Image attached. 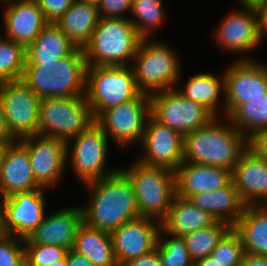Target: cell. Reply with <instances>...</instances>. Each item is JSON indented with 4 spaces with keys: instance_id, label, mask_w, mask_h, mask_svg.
<instances>
[{
    "instance_id": "obj_21",
    "label": "cell",
    "mask_w": 267,
    "mask_h": 266,
    "mask_svg": "<svg viewBox=\"0 0 267 266\" xmlns=\"http://www.w3.org/2000/svg\"><path fill=\"white\" fill-rule=\"evenodd\" d=\"M40 188L26 147L19 140L9 143L0 164V198Z\"/></svg>"
},
{
    "instance_id": "obj_10",
    "label": "cell",
    "mask_w": 267,
    "mask_h": 266,
    "mask_svg": "<svg viewBox=\"0 0 267 266\" xmlns=\"http://www.w3.org/2000/svg\"><path fill=\"white\" fill-rule=\"evenodd\" d=\"M150 115V95L141 93L136 99L103 111L95 122L119 148L127 149L136 143L140 145Z\"/></svg>"
},
{
    "instance_id": "obj_23",
    "label": "cell",
    "mask_w": 267,
    "mask_h": 266,
    "mask_svg": "<svg viewBox=\"0 0 267 266\" xmlns=\"http://www.w3.org/2000/svg\"><path fill=\"white\" fill-rule=\"evenodd\" d=\"M176 194L189 199L194 194L215 191L232 181L227 168L183 162L175 170Z\"/></svg>"
},
{
    "instance_id": "obj_9",
    "label": "cell",
    "mask_w": 267,
    "mask_h": 266,
    "mask_svg": "<svg viewBox=\"0 0 267 266\" xmlns=\"http://www.w3.org/2000/svg\"><path fill=\"white\" fill-rule=\"evenodd\" d=\"M109 140L111 141L94 121L82 133L67 142V165L70 163L71 170L83 185L104 179L120 169L109 168L106 164Z\"/></svg>"
},
{
    "instance_id": "obj_50",
    "label": "cell",
    "mask_w": 267,
    "mask_h": 266,
    "mask_svg": "<svg viewBox=\"0 0 267 266\" xmlns=\"http://www.w3.org/2000/svg\"><path fill=\"white\" fill-rule=\"evenodd\" d=\"M50 266H68L66 256L63 259H60V260L54 262Z\"/></svg>"
},
{
    "instance_id": "obj_1",
    "label": "cell",
    "mask_w": 267,
    "mask_h": 266,
    "mask_svg": "<svg viewBox=\"0 0 267 266\" xmlns=\"http://www.w3.org/2000/svg\"><path fill=\"white\" fill-rule=\"evenodd\" d=\"M85 185L90 190L89 201L81 209L87 226L111 233L123 223L141 217L133 184L121 169Z\"/></svg>"
},
{
    "instance_id": "obj_15",
    "label": "cell",
    "mask_w": 267,
    "mask_h": 266,
    "mask_svg": "<svg viewBox=\"0 0 267 266\" xmlns=\"http://www.w3.org/2000/svg\"><path fill=\"white\" fill-rule=\"evenodd\" d=\"M26 147L36 182L43 188L58 186L67 170V142L38 134L19 139Z\"/></svg>"
},
{
    "instance_id": "obj_34",
    "label": "cell",
    "mask_w": 267,
    "mask_h": 266,
    "mask_svg": "<svg viewBox=\"0 0 267 266\" xmlns=\"http://www.w3.org/2000/svg\"><path fill=\"white\" fill-rule=\"evenodd\" d=\"M26 63V48L0 36V83L21 80Z\"/></svg>"
},
{
    "instance_id": "obj_32",
    "label": "cell",
    "mask_w": 267,
    "mask_h": 266,
    "mask_svg": "<svg viewBox=\"0 0 267 266\" xmlns=\"http://www.w3.org/2000/svg\"><path fill=\"white\" fill-rule=\"evenodd\" d=\"M231 228L230 224L216 220L207 228L182 236L192 260L195 262L210 256L219 241Z\"/></svg>"
},
{
    "instance_id": "obj_36",
    "label": "cell",
    "mask_w": 267,
    "mask_h": 266,
    "mask_svg": "<svg viewBox=\"0 0 267 266\" xmlns=\"http://www.w3.org/2000/svg\"><path fill=\"white\" fill-rule=\"evenodd\" d=\"M244 252L241 238L232 227L219 241L210 257L221 266H240Z\"/></svg>"
},
{
    "instance_id": "obj_45",
    "label": "cell",
    "mask_w": 267,
    "mask_h": 266,
    "mask_svg": "<svg viewBox=\"0 0 267 266\" xmlns=\"http://www.w3.org/2000/svg\"><path fill=\"white\" fill-rule=\"evenodd\" d=\"M68 266H94L84 255L70 249L66 254Z\"/></svg>"
},
{
    "instance_id": "obj_6",
    "label": "cell",
    "mask_w": 267,
    "mask_h": 266,
    "mask_svg": "<svg viewBox=\"0 0 267 266\" xmlns=\"http://www.w3.org/2000/svg\"><path fill=\"white\" fill-rule=\"evenodd\" d=\"M129 166L120 169L133 184L140 216L161 222L167 216L176 195L175 171L166 167L145 165L138 160Z\"/></svg>"
},
{
    "instance_id": "obj_38",
    "label": "cell",
    "mask_w": 267,
    "mask_h": 266,
    "mask_svg": "<svg viewBox=\"0 0 267 266\" xmlns=\"http://www.w3.org/2000/svg\"><path fill=\"white\" fill-rule=\"evenodd\" d=\"M0 266H25L24 240L5 234L0 237Z\"/></svg>"
},
{
    "instance_id": "obj_12",
    "label": "cell",
    "mask_w": 267,
    "mask_h": 266,
    "mask_svg": "<svg viewBox=\"0 0 267 266\" xmlns=\"http://www.w3.org/2000/svg\"><path fill=\"white\" fill-rule=\"evenodd\" d=\"M0 100L9 132L16 140L38 134L41 98L22 80L1 82Z\"/></svg>"
},
{
    "instance_id": "obj_40",
    "label": "cell",
    "mask_w": 267,
    "mask_h": 266,
    "mask_svg": "<svg viewBox=\"0 0 267 266\" xmlns=\"http://www.w3.org/2000/svg\"><path fill=\"white\" fill-rule=\"evenodd\" d=\"M132 2L133 0H101L97 6L99 16L100 18H130L125 17V14L131 13Z\"/></svg>"
},
{
    "instance_id": "obj_37",
    "label": "cell",
    "mask_w": 267,
    "mask_h": 266,
    "mask_svg": "<svg viewBox=\"0 0 267 266\" xmlns=\"http://www.w3.org/2000/svg\"><path fill=\"white\" fill-rule=\"evenodd\" d=\"M25 266H50L63 259L67 249L57 245L24 243Z\"/></svg>"
},
{
    "instance_id": "obj_47",
    "label": "cell",
    "mask_w": 267,
    "mask_h": 266,
    "mask_svg": "<svg viewBox=\"0 0 267 266\" xmlns=\"http://www.w3.org/2000/svg\"><path fill=\"white\" fill-rule=\"evenodd\" d=\"M194 266H221L216 261H213V259L208 256L204 257L203 259L197 260L194 262Z\"/></svg>"
},
{
    "instance_id": "obj_29",
    "label": "cell",
    "mask_w": 267,
    "mask_h": 266,
    "mask_svg": "<svg viewBox=\"0 0 267 266\" xmlns=\"http://www.w3.org/2000/svg\"><path fill=\"white\" fill-rule=\"evenodd\" d=\"M232 227L239 234L245 252L267 255V204L246 205Z\"/></svg>"
},
{
    "instance_id": "obj_52",
    "label": "cell",
    "mask_w": 267,
    "mask_h": 266,
    "mask_svg": "<svg viewBox=\"0 0 267 266\" xmlns=\"http://www.w3.org/2000/svg\"><path fill=\"white\" fill-rule=\"evenodd\" d=\"M77 1L98 6L101 0H77Z\"/></svg>"
},
{
    "instance_id": "obj_26",
    "label": "cell",
    "mask_w": 267,
    "mask_h": 266,
    "mask_svg": "<svg viewBox=\"0 0 267 266\" xmlns=\"http://www.w3.org/2000/svg\"><path fill=\"white\" fill-rule=\"evenodd\" d=\"M216 220L205 210L195 206L189 199L175 195L167 216L161 221V228L168 234H185L207 228Z\"/></svg>"
},
{
    "instance_id": "obj_19",
    "label": "cell",
    "mask_w": 267,
    "mask_h": 266,
    "mask_svg": "<svg viewBox=\"0 0 267 266\" xmlns=\"http://www.w3.org/2000/svg\"><path fill=\"white\" fill-rule=\"evenodd\" d=\"M4 4L5 37L27 48L48 24L42 10L36 0H5Z\"/></svg>"
},
{
    "instance_id": "obj_39",
    "label": "cell",
    "mask_w": 267,
    "mask_h": 266,
    "mask_svg": "<svg viewBox=\"0 0 267 266\" xmlns=\"http://www.w3.org/2000/svg\"><path fill=\"white\" fill-rule=\"evenodd\" d=\"M48 23H56L75 0H36Z\"/></svg>"
},
{
    "instance_id": "obj_48",
    "label": "cell",
    "mask_w": 267,
    "mask_h": 266,
    "mask_svg": "<svg viewBox=\"0 0 267 266\" xmlns=\"http://www.w3.org/2000/svg\"><path fill=\"white\" fill-rule=\"evenodd\" d=\"M5 230L3 227V207H2V199H0V237L4 236Z\"/></svg>"
},
{
    "instance_id": "obj_27",
    "label": "cell",
    "mask_w": 267,
    "mask_h": 266,
    "mask_svg": "<svg viewBox=\"0 0 267 266\" xmlns=\"http://www.w3.org/2000/svg\"><path fill=\"white\" fill-rule=\"evenodd\" d=\"M99 19L96 5L75 0L70 9L55 24L76 47L83 49L90 41Z\"/></svg>"
},
{
    "instance_id": "obj_42",
    "label": "cell",
    "mask_w": 267,
    "mask_h": 266,
    "mask_svg": "<svg viewBox=\"0 0 267 266\" xmlns=\"http://www.w3.org/2000/svg\"><path fill=\"white\" fill-rule=\"evenodd\" d=\"M122 266H162L157 249L127 261Z\"/></svg>"
},
{
    "instance_id": "obj_43",
    "label": "cell",
    "mask_w": 267,
    "mask_h": 266,
    "mask_svg": "<svg viewBox=\"0 0 267 266\" xmlns=\"http://www.w3.org/2000/svg\"><path fill=\"white\" fill-rule=\"evenodd\" d=\"M255 7L259 16L260 34L264 40L267 36V0H260Z\"/></svg>"
},
{
    "instance_id": "obj_13",
    "label": "cell",
    "mask_w": 267,
    "mask_h": 266,
    "mask_svg": "<svg viewBox=\"0 0 267 266\" xmlns=\"http://www.w3.org/2000/svg\"><path fill=\"white\" fill-rule=\"evenodd\" d=\"M242 9L230 11L223 16L219 26L213 32V40L220 49L241 53L240 60H252L245 56L259 48L263 39L260 34L259 16L255 5H242Z\"/></svg>"
},
{
    "instance_id": "obj_20",
    "label": "cell",
    "mask_w": 267,
    "mask_h": 266,
    "mask_svg": "<svg viewBox=\"0 0 267 266\" xmlns=\"http://www.w3.org/2000/svg\"><path fill=\"white\" fill-rule=\"evenodd\" d=\"M83 223L81 206L49 212L42 222L23 239L24 243L57 245L73 249L79 226Z\"/></svg>"
},
{
    "instance_id": "obj_24",
    "label": "cell",
    "mask_w": 267,
    "mask_h": 266,
    "mask_svg": "<svg viewBox=\"0 0 267 266\" xmlns=\"http://www.w3.org/2000/svg\"><path fill=\"white\" fill-rule=\"evenodd\" d=\"M189 200L215 220L226 222L231 226L238 221L246 208L232 181L218 190L194 194Z\"/></svg>"
},
{
    "instance_id": "obj_46",
    "label": "cell",
    "mask_w": 267,
    "mask_h": 266,
    "mask_svg": "<svg viewBox=\"0 0 267 266\" xmlns=\"http://www.w3.org/2000/svg\"><path fill=\"white\" fill-rule=\"evenodd\" d=\"M0 141H5V142L16 141V139L11 135L7 127L1 100H0Z\"/></svg>"
},
{
    "instance_id": "obj_4",
    "label": "cell",
    "mask_w": 267,
    "mask_h": 266,
    "mask_svg": "<svg viewBox=\"0 0 267 266\" xmlns=\"http://www.w3.org/2000/svg\"><path fill=\"white\" fill-rule=\"evenodd\" d=\"M143 37L129 18H100L83 47L88 66H127Z\"/></svg>"
},
{
    "instance_id": "obj_51",
    "label": "cell",
    "mask_w": 267,
    "mask_h": 266,
    "mask_svg": "<svg viewBox=\"0 0 267 266\" xmlns=\"http://www.w3.org/2000/svg\"><path fill=\"white\" fill-rule=\"evenodd\" d=\"M260 0H239L241 5H256Z\"/></svg>"
},
{
    "instance_id": "obj_41",
    "label": "cell",
    "mask_w": 267,
    "mask_h": 266,
    "mask_svg": "<svg viewBox=\"0 0 267 266\" xmlns=\"http://www.w3.org/2000/svg\"><path fill=\"white\" fill-rule=\"evenodd\" d=\"M247 149L256 157L267 160V129L256 131L249 136Z\"/></svg>"
},
{
    "instance_id": "obj_17",
    "label": "cell",
    "mask_w": 267,
    "mask_h": 266,
    "mask_svg": "<svg viewBox=\"0 0 267 266\" xmlns=\"http://www.w3.org/2000/svg\"><path fill=\"white\" fill-rule=\"evenodd\" d=\"M47 190L49 189L42 187L2 199L3 227L6 234L22 239L31 234L46 215Z\"/></svg>"
},
{
    "instance_id": "obj_8",
    "label": "cell",
    "mask_w": 267,
    "mask_h": 266,
    "mask_svg": "<svg viewBox=\"0 0 267 266\" xmlns=\"http://www.w3.org/2000/svg\"><path fill=\"white\" fill-rule=\"evenodd\" d=\"M95 120L85 95L41 99L38 135L68 142Z\"/></svg>"
},
{
    "instance_id": "obj_16",
    "label": "cell",
    "mask_w": 267,
    "mask_h": 266,
    "mask_svg": "<svg viewBox=\"0 0 267 266\" xmlns=\"http://www.w3.org/2000/svg\"><path fill=\"white\" fill-rule=\"evenodd\" d=\"M140 144L144 153L137 159L140 163L173 171L183 163V136L152 115L147 120Z\"/></svg>"
},
{
    "instance_id": "obj_5",
    "label": "cell",
    "mask_w": 267,
    "mask_h": 266,
    "mask_svg": "<svg viewBox=\"0 0 267 266\" xmlns=\"http://www.w3.org/2000/svg\"><path fill=\"white\" fill-rule=\"evenodd\" d=\"M130 65L138 89L149 95L174 89L181 79L177 52L160 40L143 38Z\"/></svg>"
},
{
    "instance_id": "obj_49",
    "label": "cell",
    "mask_w": 267,
    "mask_h": 266,
    "mask_svg": "<svg viewBox=\"0 0 267 266\" xmlns=\"http://www.w3.org/2000/svg\"><path fill=\"white\" fill-rule=\"evenodd\" d=\"M9 143H12V142H5V141H0V164L2 162V158H3V155H4V152L8 146Z\"/></svg>"
},
{
    "instance_id": "obj_35",
    "label": "cell",
    "mask_w": 267,
    "mask_h": 266,
    "mask_svg": "<svg viewBox=\"0 0 267 266\" xmlns=\"http://www.w3.org/2000/svg\"><path fill=\"white\" fill-rule=\"evenodd\" d=\"M156 249L162 266H194L182 236L170 235L161 228Z\"/></svg>"
},
{
    "instance_id": "obj_7",
    "label": "cell",
    "mask_w": 267,
    "mask_h": 266,
    "mask_svg": "<svg viewBox=\"0 0 267 266\" xmlns=\"http://www.w3.org/2000/svg\"><path fill=\"white\" fill-rule=\"evenodd\" d=\"M141 93L131 65L88 66L84 95L94 120L103 111L136 99Z\"/></svg>"
},
{
    "instance_id": "obj_31",
    "label": "cell",
    "mask_w": 267,
    "mask_h": 266,
    "mask_svg": "<svg viewBox=\"0 0 267 266\" xmlns=\"http://www.w3.org/2000/svg\"><path fill=\"white\" fill-rule=\"evenodd\" d=\"M227 118L246 138L267 129V95L239 105Z\"/></svg>"
},
{
    "instance_id": "obj_11",
    "label": "cell",
    "mask_w": 267,
    "mask_h": 266,
    "mask_svg": "<svg viewBox=\"0 0 267 266\" xmlns=\"http://www.w3.org/2000/svg\"><path fill=\"white\" fill-rule=\"evenodd\" d=\"M151 115L182 136L209 124L216 116L203 104L186 99L175 88L150 95Z\"/></svg>"
},
{
    "instance_id": "obj_22",
    "label": "cell",
    "mask_w": 267,
    "mask_h": 266,
    "mask_svg": "<svg viewBox=\"0 0 267 266\" xmlns=\"http://www.w3.org/2000/svg\"><path fill=\"white\" fill-rule=\"evenodd\" d=\"M232 182L246 205L267 204V160L246 149L232 170Z\"/></svg>"
},
{
    "instance_id": "obj_44",
    "label": "cell",
    "mask_w": 267,
    "mask_h": 266,
    "mask_svg": "<svg viewBox=\"0 0 267 266\" xmlns=\"http://www.w3.org/2000/svg\"><path fill=\"white\" fill-rule=\"evenodd\" d=\"M240 266H267V255L244 252Z\"/></svg>"
},
{
    "instance_id": "obj_3",
    "label": "cell",
    "mask_w": 267,
    "mask_h": 266,
    "mask_svg": "<svg viewBox=\"0 0 267 266\" xmlns=\"http://www.w3.org/2000/svg\"><path fill=\"white\" fill-rule=\"evenodd\" d=\"M88 64L82 48L42 64H25L21 80L41 99L83 96Z\"/></svg>"
},
{
    "instance_id": "obj_30",
    "label": "cell",
    "mask_w": 267,
    "mask_h": 266,
    "mask_svg": "<svg viewBox=\"0 0 267 266\" xmlns=\"http://www.w3.org/2000/svg\"><path fill=\"white\" fill-rule=\"evenodd\" d=\"M73 250L84 255L94 266H118L109 232L87 226H79Z\"/></svg>"
},
{
    "instance_id": "obj_14",
    "label": "cell",
    "mask_w": 267,
    "mask_h": 266,
    "mask_svg": "<svg viewBox=\"0 0 267 266\" xmlns=\"http://www.w3.org/2000/svg\"><path fill=\"white\" fill-rule=\"evenodd\" d=\"M225 69L226 117L239 105L267 95V64L237 59Z\"/></svg>"
},
{
    "instance_id": "obj_25",
    "label": "cell",
    "mask_w": 267,
    "mask_h": 266,
    "mask_svg": "<svg viewBox=\"0 0 267 266\" xmlns=\"http://www.w3.org/2000/svg\"><path fill=\"white\" fill-rule=\"evenodd\" d=\"M221 75L222 77L215 76V73L213 74L211 72L197 73L189 77L190 79L187 81L186 87L182 88L180 85H176L175 89L186 99L203 104L216 117L222 115L220 118H223V116L226 117V91L224 73ZM221 92H223V94ZM220 94L223 95L222 101L224 102L221 101ZM221 106H223V108ZM219 112L222 113L220 114Z\"/></svg>"
},
{
    "instance_id": "obj_33",
    "label": "cell",
    "mask_w": 267,
    "mask_h": 266,
    "mask_svg": "<svg viewBox=\"0 0 267 266\" xmlns=\"http://www.w3.org/2000/svg\"><path fill=\"white\" fill-rule=\"evenodd\" d=\"M162 2V0H133L131 14L135 19L131 17L129 19L143 38H151L152 30L163 24L166 11Z\"/></svg>"
},
{
    "instance_id": "obj_28",
    "label": "cell",
    "mask_w": 267,
    "mask_h": 266,
    "mask_svg": "<svg viewBox=\"0 0 267 266\" xmlns=\"http://www.w3.org/2000/svg\"><path fill=\"white\" fill-rule=\"evenodd\" d=\"M77 47L55 23H48L26 48L25 64H42L70 55Z\"/></svg>"
},
{
    "instance_id": "obj_18",
    "label": "cell",
    "mask_w": 267,
    "mask_h": 266,
    "mask_svg": "<svg viewBox=\"0 0 267 266\" xmlns=\"http://www.w3.org/2000/svg\"><path fill=\"white\" fill-rule=\"evenodd\" d=\"M161 222L150 217L123 223L110 233L118 266L156 249Z\"/></svg>"
},
{
    "instance_id": "obj_2",
    "label": "cell",
    "mask_w": 267,
    "mask_h": 266,
    "mask_svg": "<svg viewBox=\"0 0 267 266\" xmlns=\"http://www.w3.org/2000/svg\"><path fill=\"white\" fill-rule=\"evenodd\" d=\"M215 117L209 124L183 136V162L233 170L247 149V138L227 117Z\"/></svg>"
}]
</instances>
